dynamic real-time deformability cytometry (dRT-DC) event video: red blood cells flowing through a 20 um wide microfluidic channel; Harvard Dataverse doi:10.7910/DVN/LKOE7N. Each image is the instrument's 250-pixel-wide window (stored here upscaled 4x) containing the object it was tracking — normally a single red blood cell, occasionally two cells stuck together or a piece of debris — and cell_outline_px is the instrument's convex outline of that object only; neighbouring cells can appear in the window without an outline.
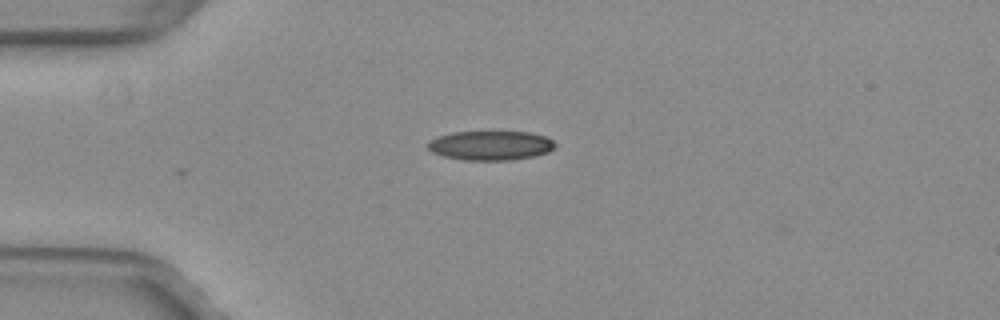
{"species": "common noctule bat (a hibernating species)", "species_latin": "Nyctalus noctula", "temperature_condition": "warm", "stored_images_in_passage": 29, "camera_frame_rate_fps": 3000, "um_per_image_px": 0.085, "animal": {"sex": "female", "body_mass_g": 29.2, "forearm_length_mm": 56.3}, "frame": {"image": 1, "passage_image": 1, "time_ms": 0.0, "image_size_px": [1000, 320], "cell_outline_px": [[556, 144], [548, 152], [532, 156], [512, 160], [464, 160], [444, 156], [432, 152], [428, 148], [428, 140], [436, 136], [452, 132], [528, 132], [544, 136], [552, 140]], "centroid_in_image_um": [41.65, 12.36], "position_along_channel_um": 43.3, "area_um2": 21.68}}
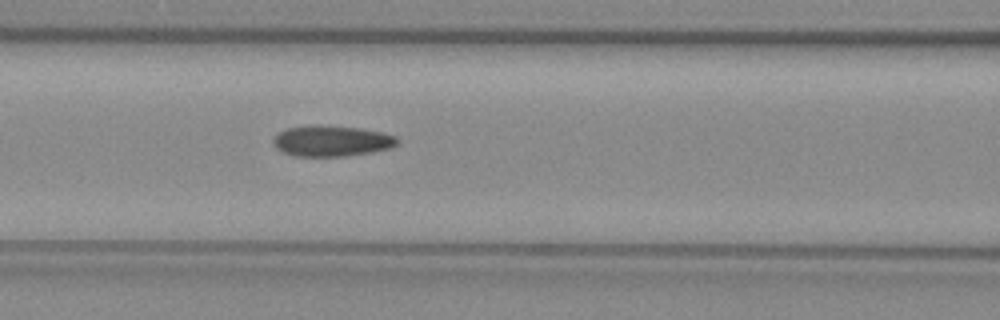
{"frame": {"image": 2, "passage_image": 10, "time_ms": 3.0, "image_size_px": [1000, 320], "cell_outline_px": [[400, 140], [396, 144], [388, 148], [372, 152], [344, 156], [292, 156], [276, 148], [272, 140], [280, 132], [288, 128], [308, 124], [316, 124], [360, 128], [384, 132], [396, 136]], "centroid_in_image_um": [28.19, 11.96], "position_along_channel_um": 138.4, "area_um2": 22.43}}
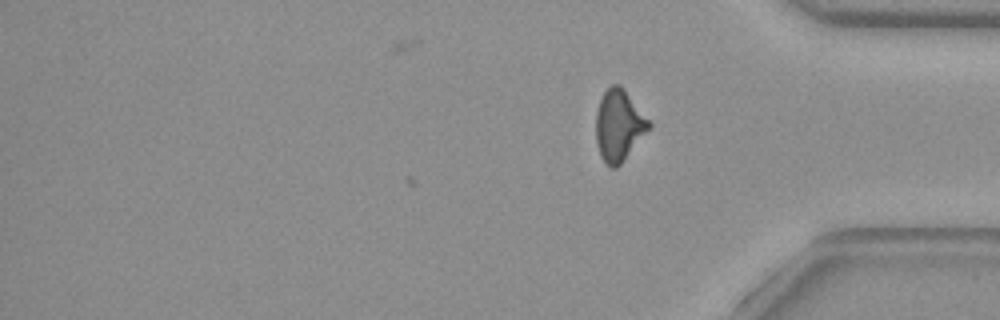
{"frame": {"image": 3, "passage_image": 29, "time_ms": 9.333, "image_size_px": [1000, 320], "cell_outline_px": [[652, 124], [620, 164], [616, 168], [608, 168], [604, 164], [600, 156], [596, 140], [596, 112], [600, 100], [604, 92], [612, 84], [620, 84], [624, 88]], "centroid_in_image_um": [52.57, 10.66], "position_along_channel_um": 382.6, "area_um2": 21.79}, "authors_computed_cell_mechanics": {"area_um2": 22.0218, "velocity_mm_per_s": 4.0156, "shape_relaxation_time_tau1_ms": null, "shape_relaxation_time_tau2_ms": 2.1155, "deformation_change_tau1": null, "deformation_change_tau2": 0.0932}}